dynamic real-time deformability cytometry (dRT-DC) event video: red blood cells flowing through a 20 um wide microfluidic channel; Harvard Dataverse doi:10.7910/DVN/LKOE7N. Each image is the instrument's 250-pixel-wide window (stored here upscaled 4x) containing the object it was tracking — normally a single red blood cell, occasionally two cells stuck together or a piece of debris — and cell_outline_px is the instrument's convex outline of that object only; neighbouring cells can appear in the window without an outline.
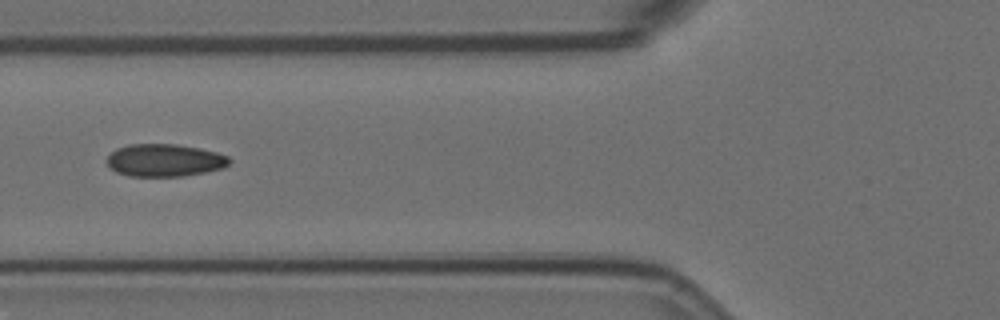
{"species": "Egyptian fruit bat (a non-hibernating species)", "species_latin": "Rousettus aegyptiacus", "temperature_condition": "room temperature", "stored_images_in_passage": 9, "camera_frame_rate_fps": 3000, "um_per_image_px": 0.085, "animal": {"sex": "female"}, "frame": {"image": 1, "passage_image": 6, "time_ms": 1.667, "image_size_px": [1000, 320], "cell_outline_px": [[232, 160], [224, 168], [184, 176], [128, 176], [116, 172], [104, 160], [116, 148], [128, 144], [176, 144], [200, 148], [216, 152], [228, 156]], "centroid_in_image_um": [13.99, 13.62], "position_along_channel_um": 111.8, "area_um2": 23.35}}
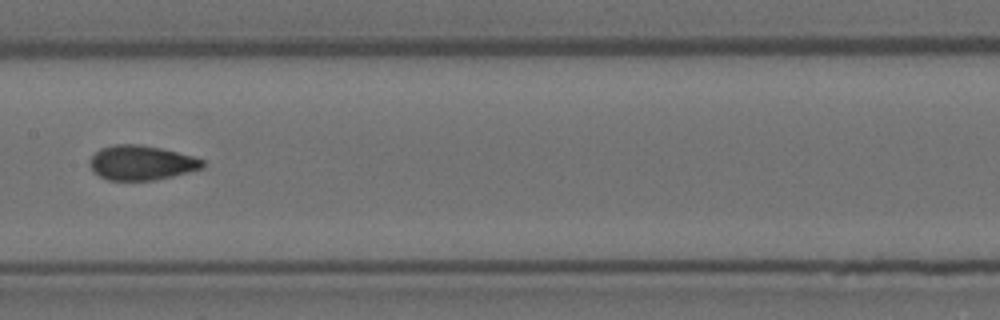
{"frame": {"image": 2, "passage_image": 8, "time_ms": 2.333, "image_size_px": [1000, 320], "cell_outline_px": [[204, 168], [172, 176], [152, 180], [108, 180], [92, 172], [88, 164], [88, 160], [100, 148], [112, 144], [140, 144], [160, 148], [192, 156], [204, 160]], "centroid_in_image_um": [11.97, 13.83], "position_along_channel_um": 195.4, "area_um2": 22.83}}
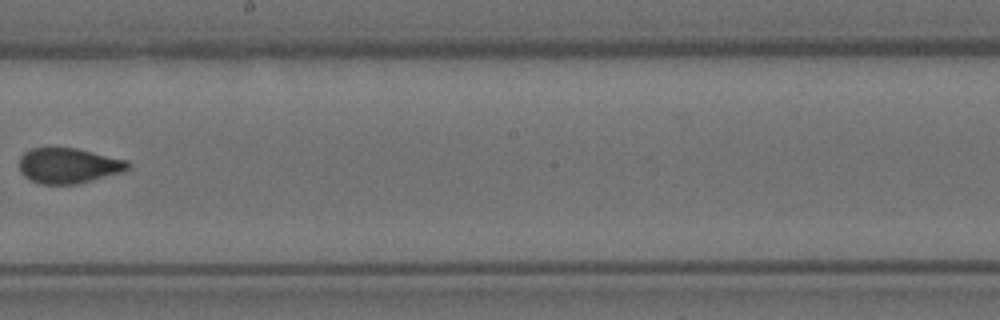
{"frame": {"image": 3, "passage_image": 9, "time_ms": 2.667, "image_size_px": [1000, 320], "cell_outline_px": [[132, 168], [124, 172], [76, 184], [40, 184], [28, 180], [20, 172], [20, 156], [24, 152], [32, 148], [76, 148], [128, 160], [132, 164]], "centroid_in_image_um": [5.85, 14.08], "position_along_channel_um": 242.3, "area_um2": 22.66}}